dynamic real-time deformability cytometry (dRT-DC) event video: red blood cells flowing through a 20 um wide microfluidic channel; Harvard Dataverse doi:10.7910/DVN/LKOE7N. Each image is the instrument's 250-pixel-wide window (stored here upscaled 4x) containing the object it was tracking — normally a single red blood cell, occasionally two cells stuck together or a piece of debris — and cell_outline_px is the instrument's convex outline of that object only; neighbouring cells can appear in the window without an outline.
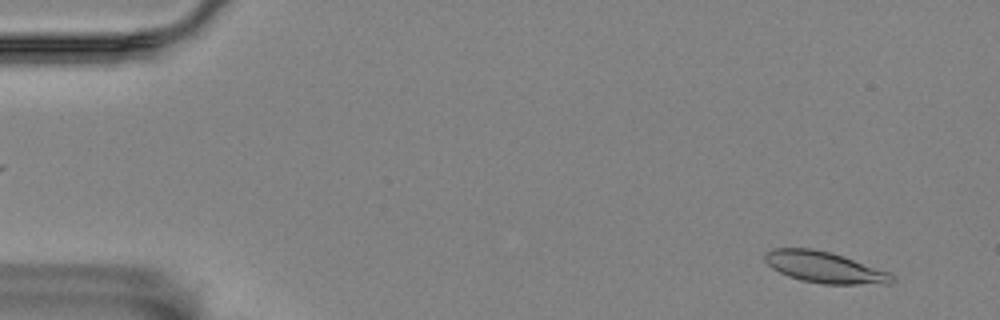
{"species": "Egyptian fruit bat (a non-hibernating species)", "species_latin": "Rousettus aegyptiacus", "temperature_condition": "room temperature", "stored_images_in_passage": 56, "camera_frame_rate_fps": 3000, "um_per_image_px": 0.085, "animal": {"sex": "female"}, "frame": {"image": 1, "passage_image": 3, "time_ms": 0.667, "image_size_px": [1000, 320], "cell_outline_px": [[896, 280], [892, 284], [824, 284], [800, 280], [788, 276], [772, 268], [764, 260], [764, 252], [772, 248], [812, 248], [832, 252], [888, 272], [896, 276]], "centroid_in_image_um": [70.09, 22.72], "position_along_channel_um": 14.9, "area_um2": 23.29}}
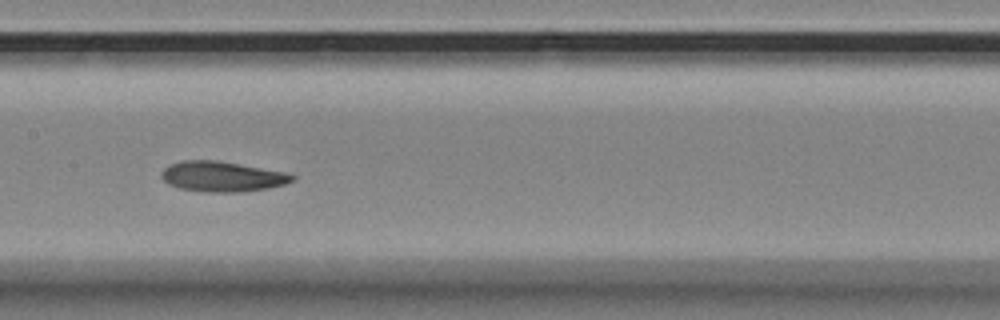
{"frame": {"image": 2, "passage_image": 27, "time_ms": 8.667, "image_size_px": [1000, 320], "cell_outline_px": [[296, 180], [284, 184], [268, 188], [240, 192], [204, 192], [180, 188], [168, 184], [160, 176], [160, 172], [168, 164], [180, 160], [216, 160], [288, 172], [296, 176]], "centroid_in_image_um": [18.88, 15.0], "position_along_channel_um": 188.5, "area_um2": 23.35}}
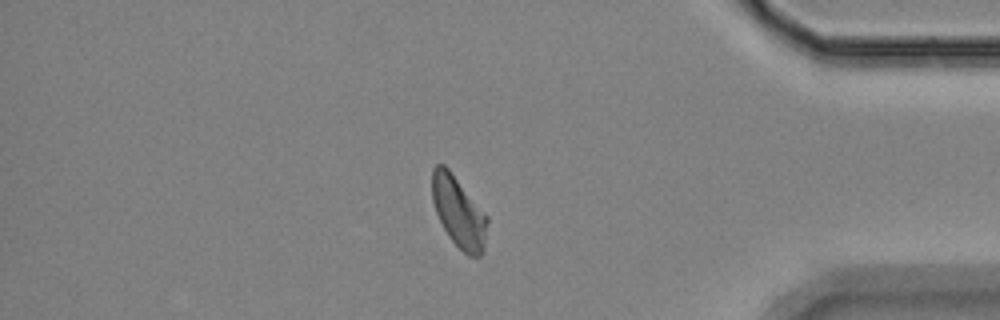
{"frame": {"image": 3, "passage_image": 47, "time_ms": 15.333, "image_size_px": [1000, 320], "cell_outline_px": [[488, 220], [484, 252], [480, 256], [468, 256], [448, 236], [436, 212], [432, 200], [432, 168], [436, 164], [444, 164], [448, 168], [488, 216]], "centroid_in_image_um": [39.0, 18.02], "position_along_channel_um": 396.2, "area_um2": 22.72}, "authors_computed_cell_mechanics": {"area_um2": 22.8599, "velocity_mm_per_s": 3.538, "shape_relaxation_time_tau1_ms": 4.9657, "shape_relaxation_time_tau2_ms": 5.1131, "deformation_change_tau1": 0.1299, "deformation_change_tau2": 0.124}}